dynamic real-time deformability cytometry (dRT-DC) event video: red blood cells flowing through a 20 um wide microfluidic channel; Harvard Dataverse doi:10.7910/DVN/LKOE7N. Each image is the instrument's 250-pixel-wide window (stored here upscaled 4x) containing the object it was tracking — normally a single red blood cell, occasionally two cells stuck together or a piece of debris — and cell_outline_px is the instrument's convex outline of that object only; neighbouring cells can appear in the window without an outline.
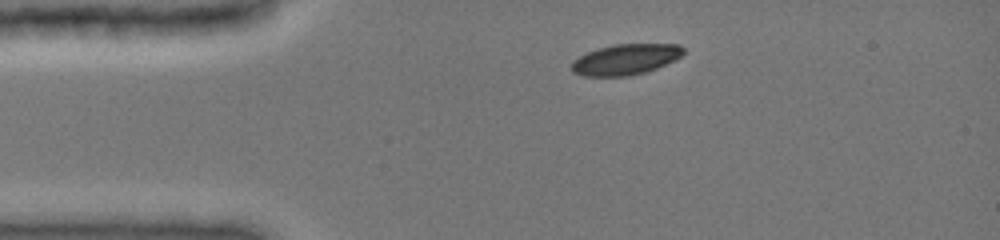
{"species": "common noctule bat (a hibernating species)", "species_latin": "Nyctalus noctula", "temperature_condition": "cold", "stored_images_in_passage": 6, "camera_frame_rate_fps": 3000, "um_per_image_px": 0.085, "animal": {"sex": "female", "body_mass_g": 19.0, "forearm_length_mm": 51.5}, "frame": {"image": 1, "passage_image": 1, "time_ms": 0.0, "image_size_px": [1000, 240], "cell_outline_px": [[684, 52], [680, 56], [656, 68], [644, 72], [628, 76], [580, 76], [572, 72], [572, 60], [596, 48], [612, 44], [680, 44], [684, 48]], "centroid_in_image_um": [53.12, 5.04], "position_along_channel_um": 31.9, "area_um2": 19.94}}
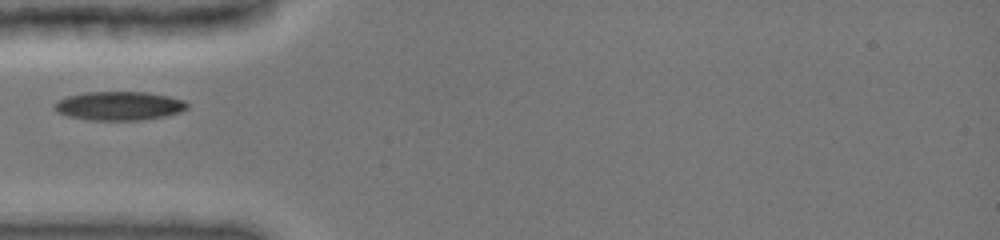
{"frame": {"image": 2, "passage_image": 4, "time_ms": 2.0, "image_size_px": [1000, 240], "cell_outline_px": [[188, 108], [180, 112], [164, 116], [140, 120], [88, 120], [68, 116], [56, 112], [52, 108], [52, 104], [68, 96], [84, 92], [148, 92], [168, 96], [184, 100], [188, 104]], "centroid_in_image_um": [10.1, 9.0], "position_along_channel_um": 74.9, "area_um2": 22.37}}
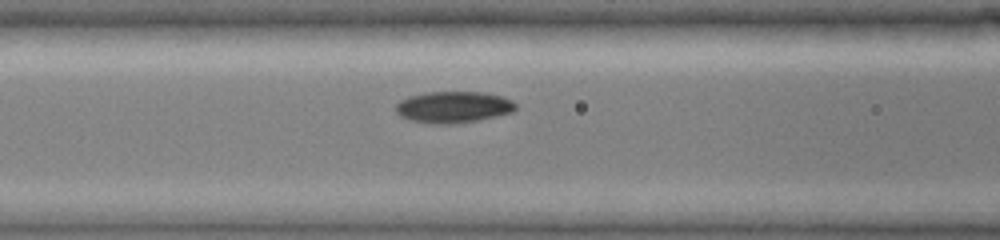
{"frame": {"image": 3, "passage_image": 6, "time_ms": 3.333, "image_size_px": [1000, 240], "cell_outline_px": [[516, 108], [512, 112], [496, 116], [456, 124], [428, 124], [408, 120], [400, 116], [396, 112], [396, 104], [400, 100], [408, 96], [424, 92], [484, 92], [500, 96], [512, 100], [516, 104]], "centroid_in_image_um": [38.49, 9.11], "position_along_channel_um": 128.1, "area_um2": 22.2}}